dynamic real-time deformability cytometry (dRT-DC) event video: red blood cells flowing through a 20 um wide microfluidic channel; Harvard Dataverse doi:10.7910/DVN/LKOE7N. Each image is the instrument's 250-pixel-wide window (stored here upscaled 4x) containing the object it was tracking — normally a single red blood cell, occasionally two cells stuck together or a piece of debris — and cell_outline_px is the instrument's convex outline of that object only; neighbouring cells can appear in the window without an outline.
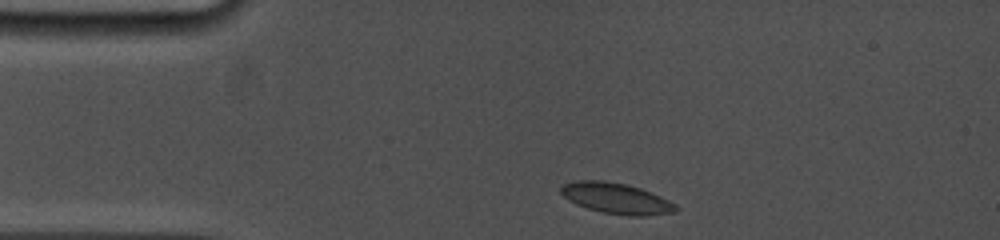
{"species": "common noctule bat (a hibernating species)", "species_latin": "Nyctalus noctula", "temperature_condition": "cold", "stored_images_in_passage": 8, "camera_frame_rate_fps": 5000, "um_per_image_px": 0.085, "animal": {"sex": "female", "body_mass_g": 19.0, "forearm_length_mm": 53.3}, "frame": {"image": 1, "passage_image": 1, "time_ms": 0.0, "image_size_px": [1000, 240], "cell_outline_px": [[680, 208], [676, 212], [648, 216], [628, 216], [604, 212], [588, 208], [576, 204], [568, 200], [560, 192], [560, 188], [564, 184], [580, 180], [604, 180], [624, 184], [640, 188], [660, 196], [676, 204]], "centroid_in_image_um": [52.42, 16.87], "position_along_channel_um": 32.6, "area_um2": 20.58}}
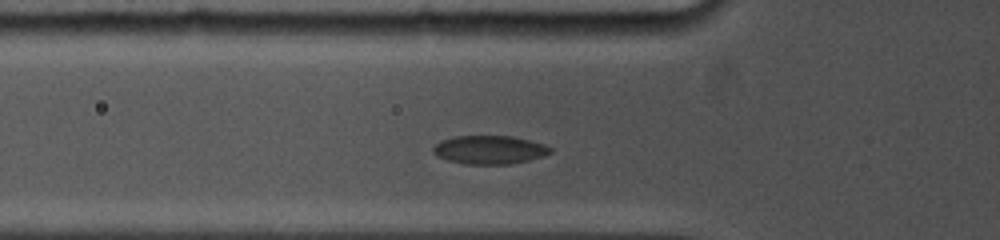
{"frame": {"image": 2, "passage_image": 7, "time_ms": 2.4, "image_size_px": [1000, 240], "cell_outline_px": [[552, 152], [544, 156], [512, 164], [464, 164], [448, 160], [432, 152], [432, 148], [440, 140], [452, 136], [512, 136], [544, 144], [552, 148]], "centroid_in_image_um": [41.61, 12.73], "position_along_channel_um": 84.2, "area_um2": 19.48}}